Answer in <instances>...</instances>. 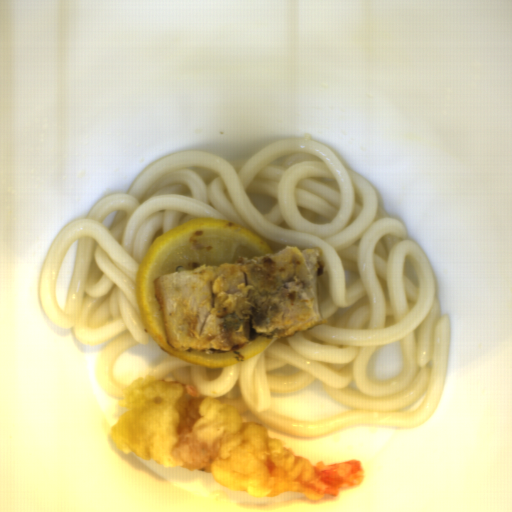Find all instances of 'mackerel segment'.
Listing matches in <instances>:
<instances>
[{
    "instance_id": "14911b7f",
    "label": "mackerel segment",
    "mask_w": 512,
    "mask_h": 512,
    "mask_svg": "<svg viewBox=\"0 0 512 512\" xmlns=\"http://www.w3.org/2000/svg\"><path fill=\"white\" fill-rule=\"evenodd\" d=\"M321 258L320 249L286 246L278 253L156 277L168 345L219 355L254 337H292L321 324Z\"/></svg>"
}]
</instances>
